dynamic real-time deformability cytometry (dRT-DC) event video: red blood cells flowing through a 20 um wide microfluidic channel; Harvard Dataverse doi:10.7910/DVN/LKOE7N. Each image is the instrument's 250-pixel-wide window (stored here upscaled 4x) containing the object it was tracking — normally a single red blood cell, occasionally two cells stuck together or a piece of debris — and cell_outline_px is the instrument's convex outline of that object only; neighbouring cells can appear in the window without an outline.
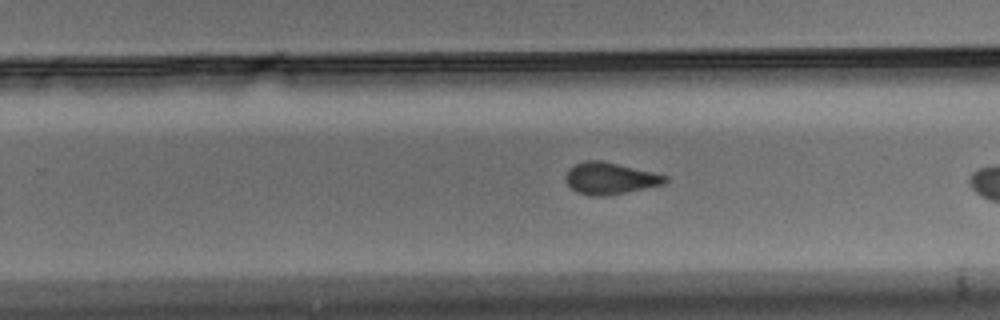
{"species": "Egyptian fruit bat (a non-hibernating species)", "species_latin": "Rousettus aegyptiacus", "temperature_condition": "warm", "stored_images_in_passage": 29, "camera_frame_rate_fps": 3000, "um_per_image_px": 0.085, "animal": {"sex": "male"}, "frame": {"image": 1, "passage_image": 21, "time_ms": 6.667, "image_size_px": [1000, 320], "cell_outline_px": [[668, 180], [664, 184], [624, 192], [600, 196], [596, 196], [576, 192], [568, 184], [564, 176], [568, 168], [576, 164], [588, 160], [600, 160], [652, 172], [668, 176]], "centroid_in_image_um": [51.82, 15.15], "position_along_channel_um": 278.0, "area_um2": 18.03}}
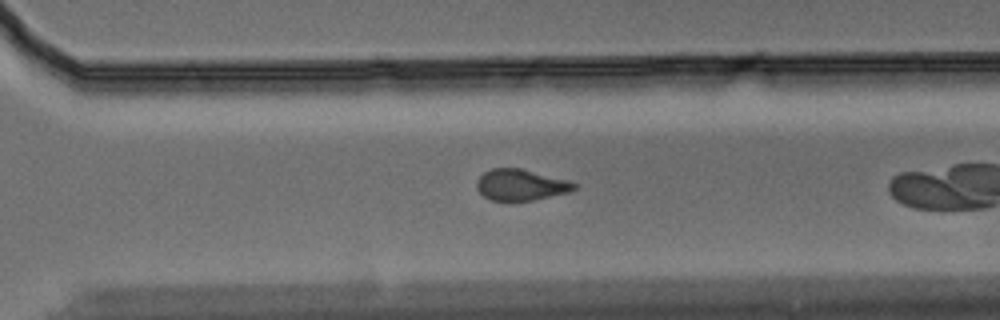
{"frame": {"image": 2, "passage_image": 25, "time_ms": 8.0, "image_size_px": [1000, 320], "cell_outline_px": [[576, 188], [568, 192], [532, 200], [492, 200], [484, 196], [476, 188], [476, 180], [484, 172], [492, 168], [520, 168], [568, 180], [576, 184]], "centroid_in_image_um": [44.24, 15.7], "position_along_channel_um": 326.4, "area_um2": 17.46}}